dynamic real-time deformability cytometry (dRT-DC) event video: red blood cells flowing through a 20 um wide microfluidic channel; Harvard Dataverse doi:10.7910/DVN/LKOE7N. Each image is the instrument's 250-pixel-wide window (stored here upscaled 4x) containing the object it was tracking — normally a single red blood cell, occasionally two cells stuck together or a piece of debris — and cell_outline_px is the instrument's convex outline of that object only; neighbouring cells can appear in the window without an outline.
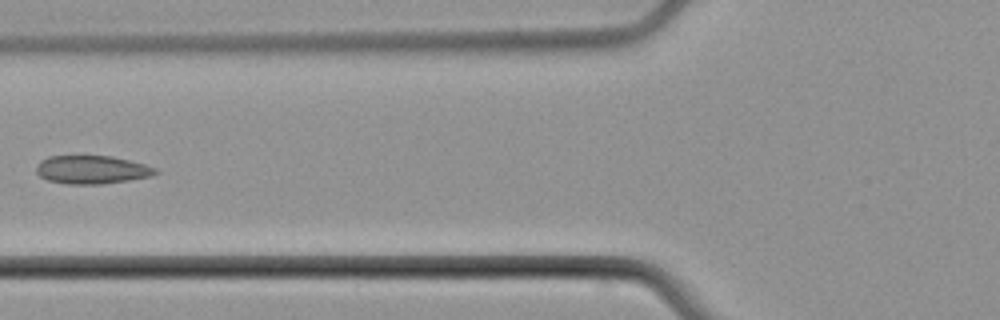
{"species": "common noctule bat (a hibernating species)", "species_latin": "Nyctalus noctula", "temperature_condition": "cold", "stored_images_in_passage": 4, "camera_frame_rate_fps": 3000, "um_per_image_px": 0.085, "animal": {"sex": "male", "body_mass_g": 21.5, "forearm_length_mm": 52.0}, "frame": {"image": 1, "passage_image": 3, "time_ms": 3.333, "image_size_px": [1000, 320], "cell_outline_px": [[160, 172], [152, 176], [128, 180], [100, 184], [68, 184], [48, 180], [40, 176], [36, 172], [36, 168], [40, 160], [48, 156], [112, 156], [144, 164], [156, 168]], "centroid_in_image_um": [7.81, 14.42], "position_along_channel_um": 118.0, "area_um2": 19.59}}
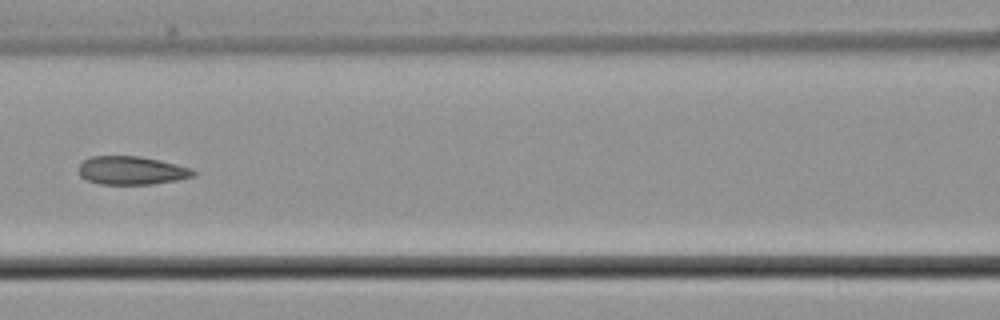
{"frame": {"image": 2, "passage_image": 4, "time_ms": 4.333, "image_size_px": [1000, 320], "cell_outline_px": [[200, 172], [196, 176], [176, 180], [152, 184], [100, 184], [88, 180], [80, 176], [80, 164], [84, 160], [92, 156], [140, 156], [160, 160], [192, 168]], "centroid_in_image_um": [11.26, 14.49], "position_along_channel_um": 155.3, "area_um2": 19.02}}